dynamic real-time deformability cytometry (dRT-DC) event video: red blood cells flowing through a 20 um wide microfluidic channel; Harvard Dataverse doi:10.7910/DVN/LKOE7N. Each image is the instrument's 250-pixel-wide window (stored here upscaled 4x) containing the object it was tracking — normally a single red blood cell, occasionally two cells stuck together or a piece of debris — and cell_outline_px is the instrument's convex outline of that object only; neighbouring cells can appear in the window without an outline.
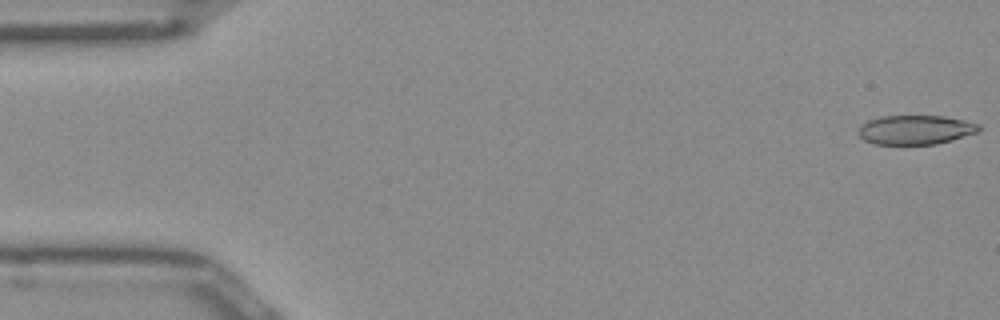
{"species": "Egyptian fruit bat (a non-hibernating species)", "species_latin": "Rousettus aegyptiacus", "temperature_condition": "room temperature", "stored_images_in_passage": 50, "camera_frame_rate_fps": 3000, "um_per_image_px": 0.085, "frame": {"image": 1, "passage_image": 1, "time_ms": 0.0, "image_size_px": [1000, 320], "cell_outline_px": [[980, 132], [936, 144], [876, 144], [864, 140], [860, 136], [860, 128], [868, 120], [880, 116], [944, 116], [964, 120], [980, 124]], "centroid_in_image_um": [77.87, 11.03], "position_along_channel_um": 7.1, "area_um2": 20.4}}
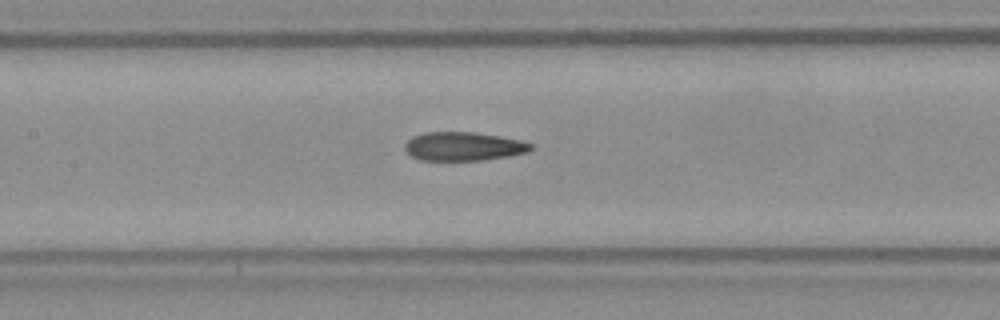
{"frame": {"image": 2, "passage_image": 23, "time_ms": 7.333, "image_size_px": [1000, 320], "cell_outline_px": [[532, 148], [524, 152], [508, 156], [480, 160], [420, 160], [412, 156], [404, 148], [404, 144], [412, 136], [424, 132], [472, 132], [500, 136], [520, 140], [532, 144]], "centroid_in_image_um": [39.34, 12.43], "position_along_channel_um": 168.1, "area_um2": 20.87}}
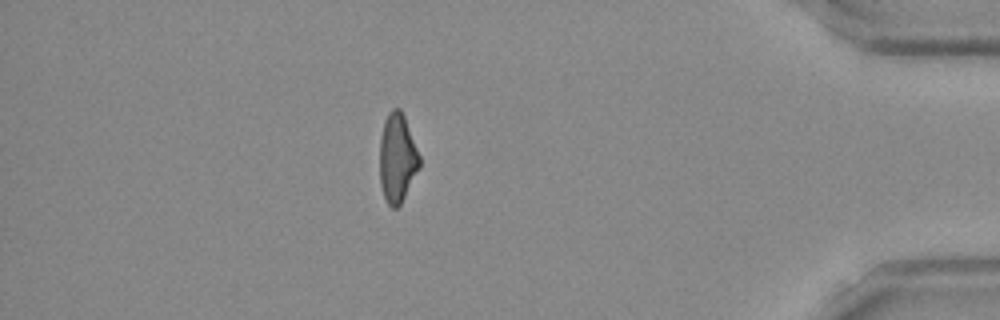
{"frame": {"image": 3, "passage_image": 44, "time_ms": 14.333, "image_size_px": [1000, 320], "cell_outline_px": [[420, 168], [400, 204], [396, 208], [392, 208], [388, 204], [384, 196], [380, 184], [380, 140], [384, 120], [388, 112], [392, 108], [400, 108], [404, 116], [420, 156]], "centroid_in_image_um": [33.77, 13.42], "position_along_channel_um": 401.4, "area_um2": 20.58}, "authors_computed_cell_mechanics": {"area_um2": 21.5594, "velocity_mm_per_s": 3.9898, "shape_relaxation_time_tau1_ms": null, "shape_relaxation_time_tau2_ms": 3.2149, "deformation_change_tau1": null, "deformation_change_tau2": 0.1303}}